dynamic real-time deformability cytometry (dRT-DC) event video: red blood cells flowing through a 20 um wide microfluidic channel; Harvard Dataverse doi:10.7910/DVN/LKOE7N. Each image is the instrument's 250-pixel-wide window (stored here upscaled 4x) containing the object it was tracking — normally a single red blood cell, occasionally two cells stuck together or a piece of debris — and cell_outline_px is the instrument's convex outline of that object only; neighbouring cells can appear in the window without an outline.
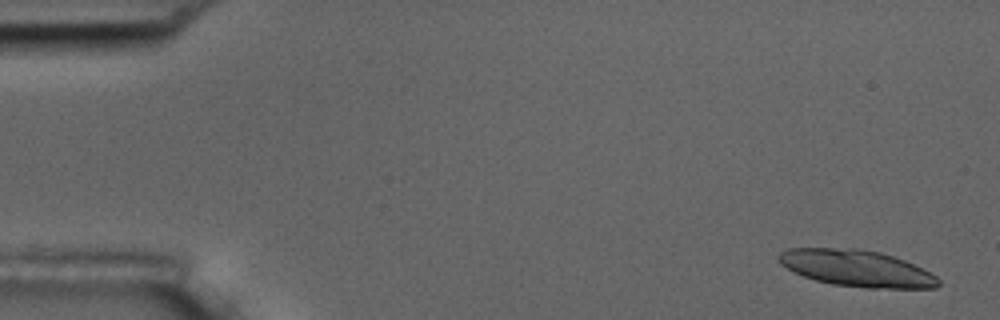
{"species": "common noctule bat (a hibernating species)", "species_latin": "Nyctalus noctula", "temperature_condition": "room temperature", "stored_images_in_passage": 6, "camera_frame_rate_fps": 3000, "um_per_image_px": 0.085, "animal": {"sex": "male", "body_mass_g": 17.5, "forearm_length_mm": 52.3}, "frame": {"image": 1, "passage_image": 1, "time_ms": 0.0, "image_size_px": [1000, 320], "cell_outline_px": [[940, 284], [936, 288], [868, 288], [832, 284], [816, 280], [792, 272], [780, 264], [776, 256], [780, 252], [788, 248], [860, 248], [880, 252], [904, 260], [936, 276], [940, 280]], "centroid_in_image_um": [72.77, 22.8], "position_along_channel_um": 12.2, "area_um2": 34.04}}